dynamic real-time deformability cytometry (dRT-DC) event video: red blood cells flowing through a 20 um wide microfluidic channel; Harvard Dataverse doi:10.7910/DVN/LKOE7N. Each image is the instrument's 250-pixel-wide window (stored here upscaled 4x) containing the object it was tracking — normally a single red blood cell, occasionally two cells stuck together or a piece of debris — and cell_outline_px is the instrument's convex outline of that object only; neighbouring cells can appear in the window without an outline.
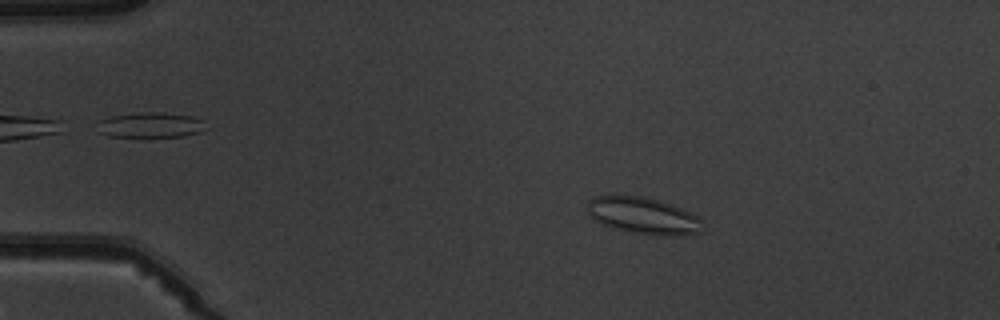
{"species": "common noctule bat (a hibernating species)", "species_latin": "Nyctalus noctula", "temperature_condition": "warm", "stored_images_in_passage": 5, "camera_frame_rate_fps": 3000, "um_per_image_px": 0.085, "animal": {"sex": "male", "body_mass_g": 19.5, "forearm_length_mm": 54.6}, "frame": {"image": 1, "passage_image": 2, "time_ms": 1.333, "image_size_px": [1000, 320], "cell_outline_px": [[704, 232], [680, 236], [664, 236], [632, 232], [612, 228], [600, 224], [588, 212], [588, 200], [596, 196], [612, 192], [644, 196], [692, 212], [704, 220]], "centroid_in_image_um": [54.7, 18.31], "position_along_channel_um": 30.3, "area_um2": 25.49}}
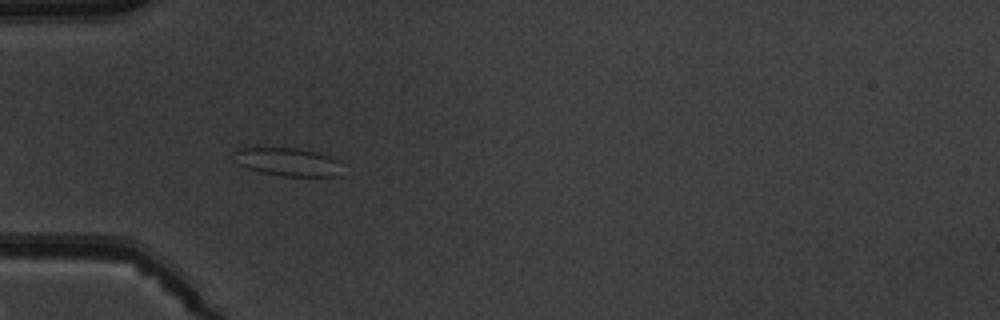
{"frame": {"image": 2, "passage_image": 4, "time_ms": 3.667, "image_size_px": [1000, 320], "cell_outline_px": [[336, 176], [280, 176], [260, 172], [248, 168], [240, 164], [236, 152], [236, 148], [296, 148], [316, 152], [328, 156], [336, 160]], "centroid_in_image_um": [24.41, 13.76], "position_along_channel_um": 60.6, "area_um2": 16.94}}
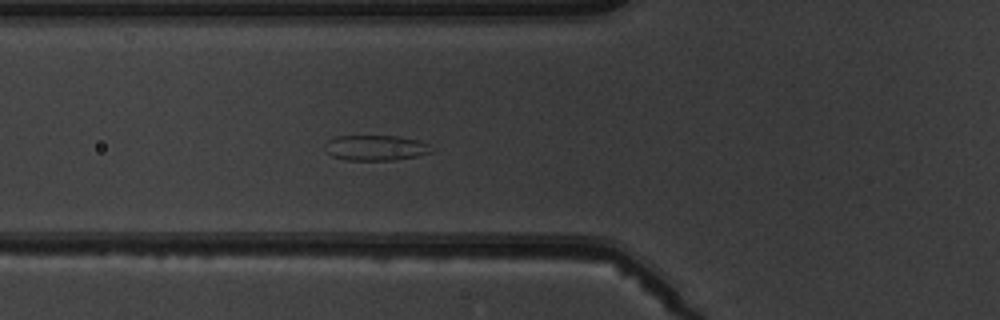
{"frame": {"image": 3, "passage_image": 5, "time_ms": 4.667, "image_size_px": [1000, 320], "cell_outline_px": [[432, 152], [416, 156], [392, 160], [348, 160], [332, 156], [324, 152], [324, 144], [328, 140], [336, 136], [396, 136], [416, 140], [428, 144]], "centroid_in_image_um": [31.85, 12.56], "position_along_channel_um": 94.0, "area_um2": 15.66}}